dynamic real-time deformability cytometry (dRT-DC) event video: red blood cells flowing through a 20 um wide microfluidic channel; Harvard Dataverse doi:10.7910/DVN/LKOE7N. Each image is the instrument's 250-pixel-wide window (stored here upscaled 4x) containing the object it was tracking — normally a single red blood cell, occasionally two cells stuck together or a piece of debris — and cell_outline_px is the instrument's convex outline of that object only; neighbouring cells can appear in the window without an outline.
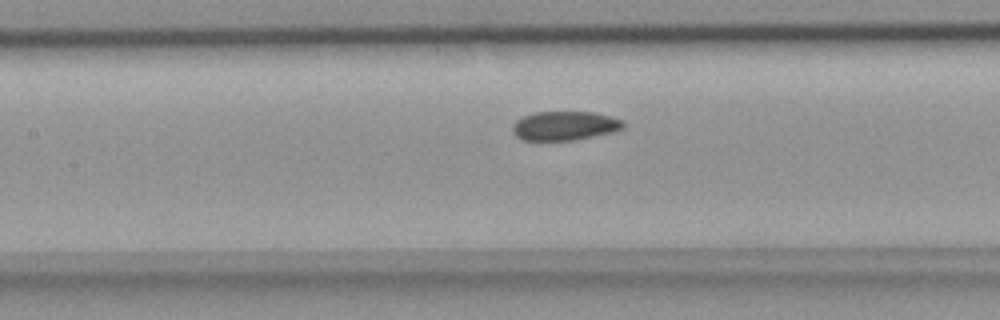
{"species": "common noctule bat (a hibernating species)", "species_latin": "Nyctalus noctula", "temperature_condition": "room temperature", "stored_images_in_passage": 38, "camera_frame_rate_fps": 3000, "um_per_image_px": 0.085, "animal": {"sex": "female", "body_mass_g": 18.4}, "frame": {"image": 1, "passage_image": 15, "time_ms": 4.667, "image_size_px": [1000, 320], "cell_outline_px": [[624, 128], [612, 132], [572, 140], [540, 144], [520, 140], [512, 132], [512, 128], [516, 120], [524, 116], [536, 112], [592, 112], [612, 116], [624, 120]], "centroid_in_image_um": [47.93, 10.74], "position_along_channel_um": 159.5, "area_um2": 19.48}}
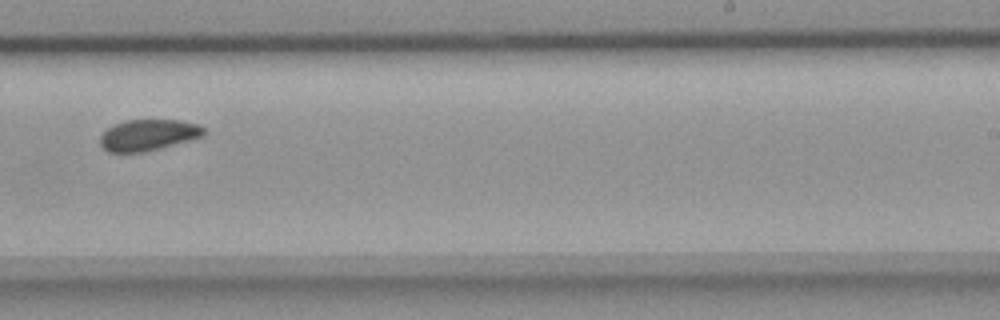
{"frame": {"image": 2, "passage_image": 24, "time_ms": 7.667, "image_size_px": [1000, 320], "cell_outline_px": [[208, 132], [204, 136], [160, 148], [144, 152], [108, 152], [100, 144], [100, 136], [112, 124], [124, 120], [180, 120], [200, 124]], "centroid_in_image_um": [12.63, 11.46], "position_along_channel_um": 276.4, "area_um2": 19.02}}
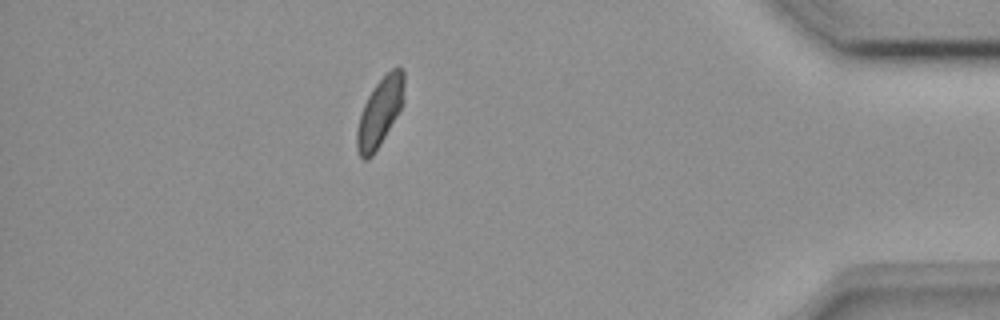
{"frame": {"image": 3, "passage_image": 37, "time_ms": 12.0, "image_size_px": [1000, 320], "cell_outline_px": [[404, 100], [396, 116], [380, 144], [372, 156], [368, 160], [364, 160], [360, 156], [356, 148], [356, 132], [360, 116], [364, 104], [368, 96], [376, 84], [396, 64], [404, 68]], "centroid_in_image_um": [32.3, 9.5], "position_along_channel_um": 402.9, "area_um2": 18.73}}